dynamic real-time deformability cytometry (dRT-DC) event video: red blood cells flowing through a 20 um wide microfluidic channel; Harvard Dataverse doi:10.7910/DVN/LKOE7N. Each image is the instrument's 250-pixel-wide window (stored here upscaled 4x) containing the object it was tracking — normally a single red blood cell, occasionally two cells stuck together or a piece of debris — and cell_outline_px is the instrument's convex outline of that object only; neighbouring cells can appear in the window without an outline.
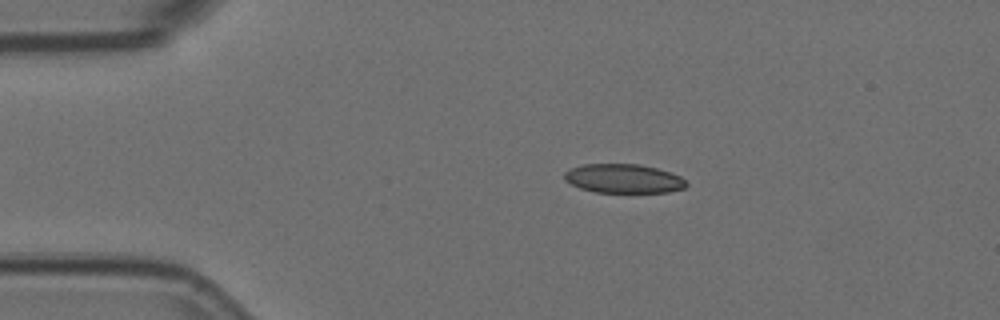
{"species": "Egyptian fruit bat (a non-hibernating species)", "species_latin": "Rousettus aegyptiacus", "temperature_condition": "room temperature", "stored_images_in_passage": 5, "camera_frame_rate_fps": 3000, "um_per_image_px": 0.085, "animal": {"sex": "female"}, "frame": {"image": 1, "passage_image": 3, "time_ms": 0.667, "image_size_px": [1000, 320], "cell_outline_px": [[688, 184], [684, 188], [668, 192], [596, 192], [580, 188], [564, 180], [564, 172], [572, 168], [584, 164], [640, 164], [656, 168], [680, 176]], "centroid_in_image_um": [52.99, 15.18], "position_along_channel_um": 32.0, "area_um2": 20.46}}
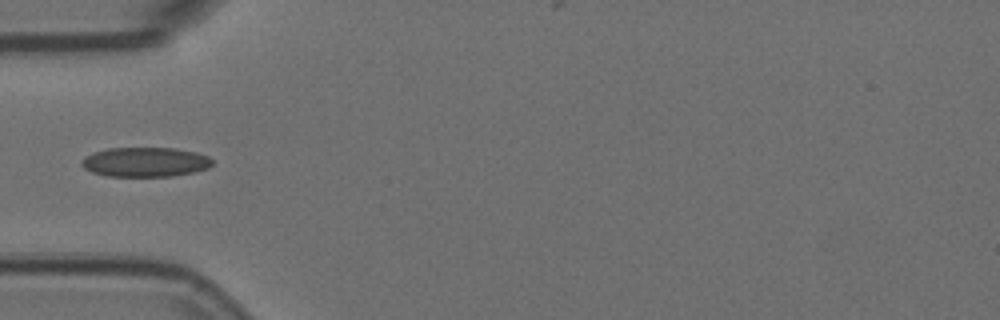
{"frame": {"image": 2, "passage_image": 5, "time_ms": 1.333, "image_size_px": [1000, 320], "cell_outline_px": [[212, 164], [208, 168], [192, 172], [172, 176], [108, 176], [92, 172], [84, 168], [80, 164], [80, 160], [92, 152], [108, 148], [176, 148], [196, 152], [208, 156], [212, 160]], "centroid_in_image_um": [12.32, 13.76], "position_along_channel_um": 72.7, "area_um2": 22.54}}